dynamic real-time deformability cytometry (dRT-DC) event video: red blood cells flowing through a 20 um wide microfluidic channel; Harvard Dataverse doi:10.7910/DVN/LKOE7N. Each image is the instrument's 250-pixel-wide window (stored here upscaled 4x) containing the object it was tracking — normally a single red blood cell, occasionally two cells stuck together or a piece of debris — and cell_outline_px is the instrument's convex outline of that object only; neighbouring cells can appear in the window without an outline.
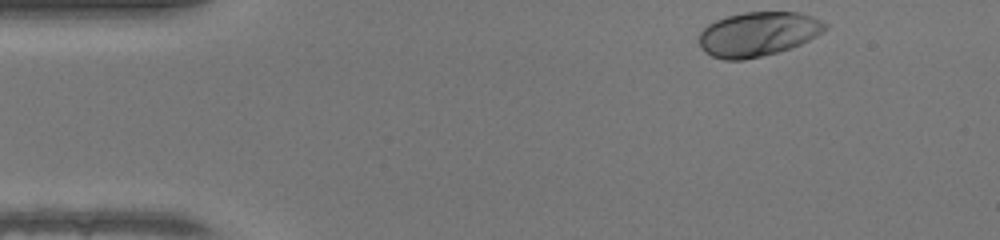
{"species": "human", "species_latin": "Homo sapiens", "temperature_condition": "warm", "stored_images_in_passage": 35, "camera_frame_rate_fps": 3000, "um_per_image_px": 0.085, "donor": {"sex": "female"}, "frame": {"image": 1, "passage_image": 1, "time_ms": 0.0, "image_size_px": [1000, 240], "cell_outline_px": [[828, 28], [816, 36], [800, 44], [776, 52], [744, 60], [724, 60], [712, 56], [704, 52], [700, 48], [700, 32], [708, 24], [716, 20], [728, 16], [744, 12], [796, 12], [812, 16], [828, 24]], "centroid_in_image_um": [64.42, 2.89], "position_along_channel_um": 20.6, "area_um2": 32.43}}
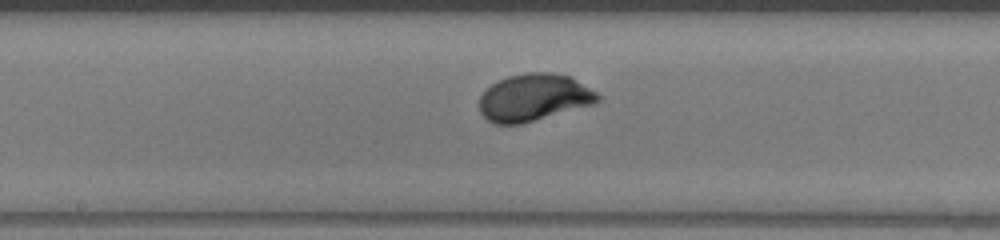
{"frame": {"image": 2, "passage_image": 20, "time_ms": 6.333, "image_size_px": [1000, 240], "cell_outline_px": [[600, 100], [592, 104], [520, 124], [496, 124], [488, 120], [480, 112], [480, 96], [492, 84], [508, 76], [528, 72], [548, 72], [568, 76], [596, 92], [600, 96]], "centroid_in_image_um": [45.35, 8.29], "position_along_channel_um": 202.9, "area_um2": 31.91}}
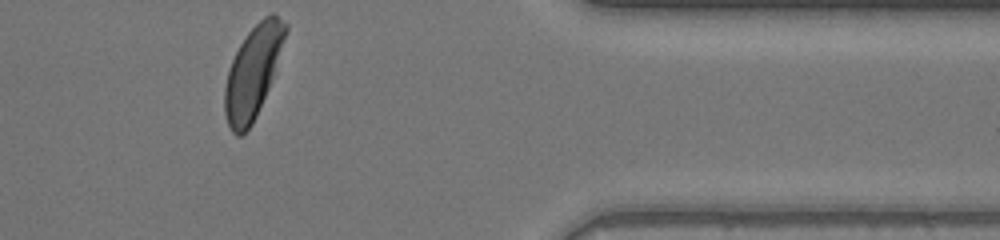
{"frame": {"image": 3, "passage_image": 35, "time_ms": 11.333, "image_size_px": [1000, 240], "cell_outline_px": [[288, 28], [276, 72], [256, 116], [252, 124], [240, 136], [236, 136], [232, 132], [228, 124], [224, 112], [224, 88], [228, 68], [240, 44], [248, 32], [264, 16], [272, 12], [288, 24]], "centroid_in_image_um": [21.51, 6.11], "position_along_channel_um": 389.9, "area_um2": 32.6}, "authors_computed_cell_mechanics": {"area_um2": 32.1946, "velocity_mm_per_s": 4.2432, "shape_relaxation_time_tau1_ms": 2.4046, "shape_relaxation_time_tau2_ms": null, "deformation_change_tau1": 0.1731, "deformation_change_tau2": null}}